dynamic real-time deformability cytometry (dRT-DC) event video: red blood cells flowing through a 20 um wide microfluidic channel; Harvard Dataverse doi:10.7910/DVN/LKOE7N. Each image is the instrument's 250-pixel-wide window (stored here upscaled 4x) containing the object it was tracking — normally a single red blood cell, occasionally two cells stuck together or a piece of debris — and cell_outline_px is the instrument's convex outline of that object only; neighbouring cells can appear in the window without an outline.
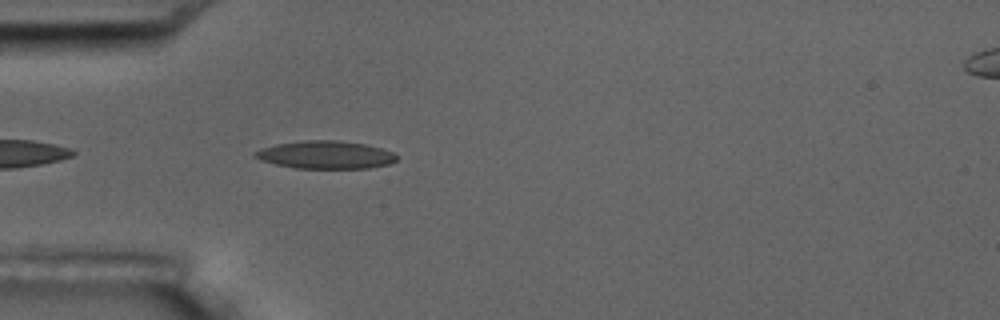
{"species": "common noctule bat (a hibernating species)", "species_latin": "Nyctalus noctula", "temperature_condition": "room temperature", "stored_images_in_passage": 3, "camera_frame_rate_fps": 3000, "um_per_image_px": 0.085, "animal": {"sex": "male", "body_mass_g": 17.5, "forearm_length_mm": 52.3}, "frame": {"image": 1, "passage_image": 3, "time_ms": 3.0, "image_size_px": [1000, 320], "cell_outline_px": [[396, 160], [388, 164], [368, 168], [296, 168], [276, 164], [260, 160], [252, 156], [252, 152], [276, 144], [304, 140], [336, 140], [364, 144], [380, 148], [392, 152], [396, 156]], "centroid_in_image_um": [27.63, 13.16], "position_along_channel_um": 57.4, "area_um2": 22.77}}